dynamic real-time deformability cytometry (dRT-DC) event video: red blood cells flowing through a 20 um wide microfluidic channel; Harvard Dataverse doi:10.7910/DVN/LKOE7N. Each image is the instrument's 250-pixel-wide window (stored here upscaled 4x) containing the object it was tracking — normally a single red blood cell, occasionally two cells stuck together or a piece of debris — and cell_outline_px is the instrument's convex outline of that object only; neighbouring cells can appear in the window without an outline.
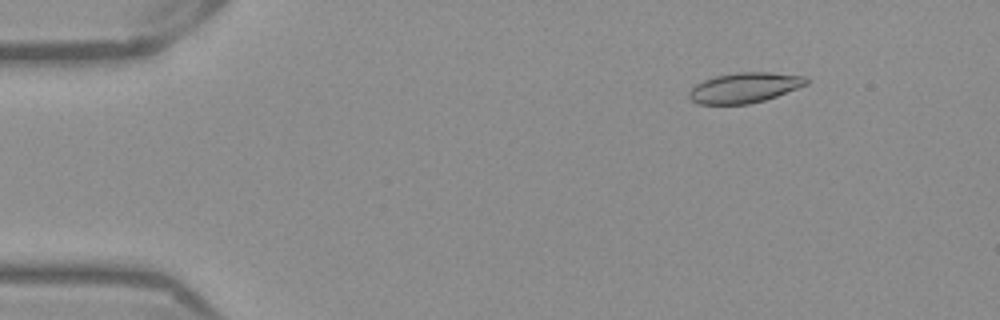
{"species": "Egyptian fruit bat (a non-hibernating species)", "species_latin": "Rousettus aegyptiacus", "temperature_condition": "warm", "stored_images_in_passage": 51, "camera_frame_rate_fps": 3000, "um_per_image_px": 0.085, "frame": {"image": 1, "passage_image": 6, "time_ms": 1.667, "image_size_px": [1000, 320], "cell_outline_px": [[812, 80], [808, 84], [776, 96], [764, 100], [748, 104], [700, 104], [692, 100], [688, 96], [688, 92], [696, 84], [704, 80], [716, 76], [740, 72], [768, 72], [808, 76]], "centroid_in_image_um": [63.34, 7.44], "position_along_channel_um": 21.7, "area_um2": 20.63}}
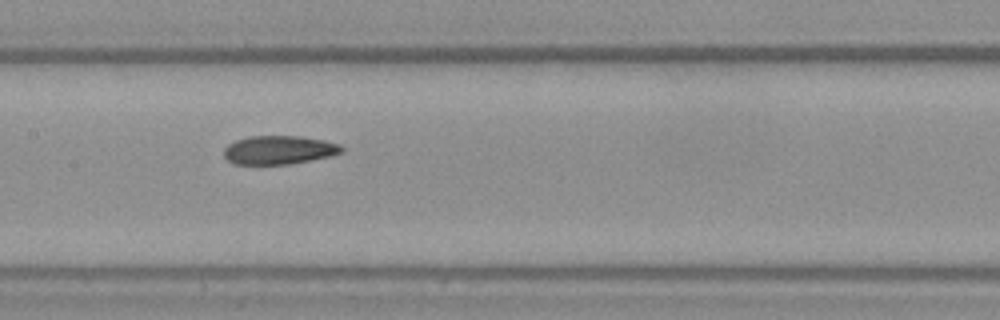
{"frame": {"image": 2, "passage_image": 25, "time_ms": 8.0, "image_size_px": [1000, 320], "cell_outline_px": [[344, 152], [332, 156], [292, 164], [232, 164], [224, 156], [224, 148], [228, 144], [236, 140], [248, 136], [300, 136], [324, 140], [340, 144], [344, 148]], "centroid_in_image_um": [23.74, 12.75], "position_along_channel_um": 183.7, "area_um2": 19.88}}
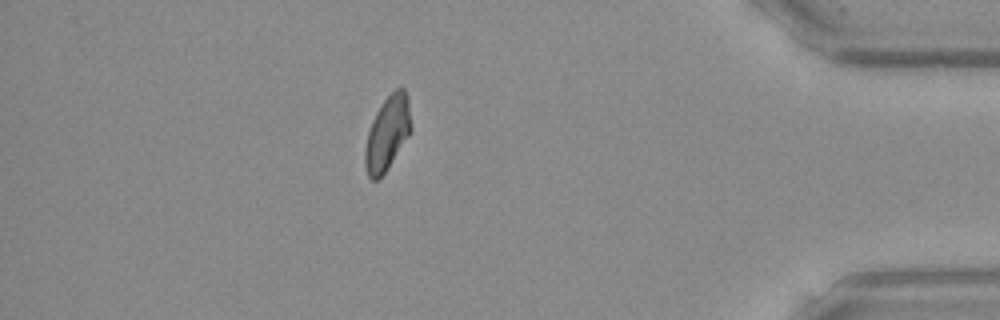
{"frame": {"image": 3, "passage_image": 45, "time_ms": 14.667, "image_size_px": [1000, 320], "cell_outline_px": [[412, 132], [380, 180], [372, 180], [368, 176], [364, 164], [364, 148], [368, 132], [372, 120], [376, 112], [384, 100], [396, 88], [404, 88], [408, 96], [412, 128]], "centroid_in_image_um": [32.93, 11.36], "position_along_channel_um": 402.3, "area_um2": 20.23}, "authors_computed_cell_mechanics": {"area_um2": 20.2878, "velocity_mm_per_s": 3.9082, "shape_relaxation_time_tau1_ms": null, "shape_relaxation_time_tau2_ms": 3.4646, "deformation_change_tau1": null, "deformation_change_tau2": 0.0776}}